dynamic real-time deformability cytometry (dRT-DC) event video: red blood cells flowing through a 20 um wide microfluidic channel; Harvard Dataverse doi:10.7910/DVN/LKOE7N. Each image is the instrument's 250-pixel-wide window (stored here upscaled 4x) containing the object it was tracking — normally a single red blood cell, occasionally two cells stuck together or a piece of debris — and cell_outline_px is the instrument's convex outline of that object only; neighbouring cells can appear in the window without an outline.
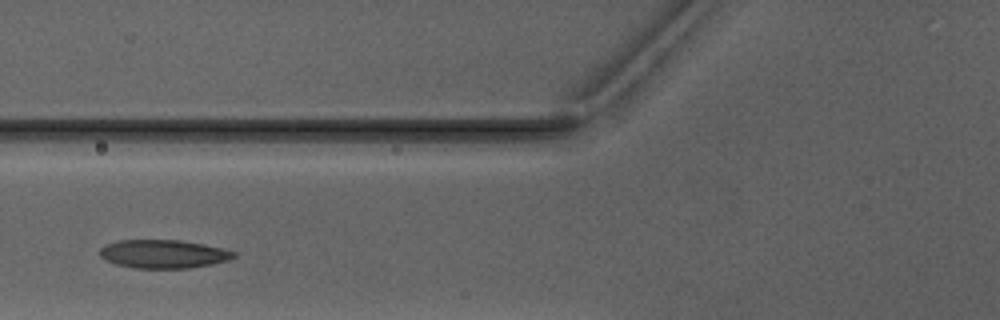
{"species": "Egyptian fruit bat (a non-hibernating species)", "species_latin": "Rousettus aegyptiacus", "temperature_condition": "warm", "stored_images_in_passage": 3, "camera_frame_rate_fps": 3000, "um_per_image_px": 0.085, "animal": {"sex": "male"}, "frame": {"image": 1, "passage_image": 3, "time_ms": 2.333, "image_size_px": [1000, 320], "cell_outline_px": [[236, 256], [228, 260], [212, 264], [188, 268], [136, 268], [116, 264], [100, 256], [100, 248], [104, 244], [120, 240], [180, 240], [204, 244], [236, 252]], "centroid_in_image_um": [13.89, 21.58], "position_along_channel_um": 111.9, "area_um2": 22.08}}